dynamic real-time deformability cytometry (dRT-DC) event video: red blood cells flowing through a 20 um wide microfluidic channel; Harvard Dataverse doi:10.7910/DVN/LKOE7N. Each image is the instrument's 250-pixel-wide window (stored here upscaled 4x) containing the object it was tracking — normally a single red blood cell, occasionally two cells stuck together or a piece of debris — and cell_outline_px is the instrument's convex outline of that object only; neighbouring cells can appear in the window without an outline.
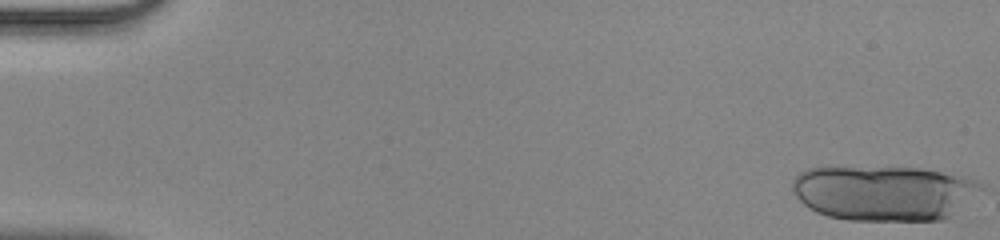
{"species": "human", "species_latin": "Homo sapiens", "temperature_condition": "room temperature", "stored_images_in_passage": 28, "camera_frame_rate_fps": 3000, "um_per_image_px": 0.085, "donor": {"sex": "male"}, "frame": {"image": 1, "passage_image": 1, "time_ms": 0.0, "image_size_px": [1000, 240], "cell_outline_px": [[984, 188], [944, 220], [848, 220], [828, 216], [816, 212], [804, 204], [792, 192], [792, 184], [796, 176], [800, 172], [808, 168], [828, 164], [920, 168], [964, 176], [976, 180], [984, 184]], "centroid_in_image_um": [75.06, 16.34], "position_along_channel_um": 9.9, "area_um2": 61.79}}
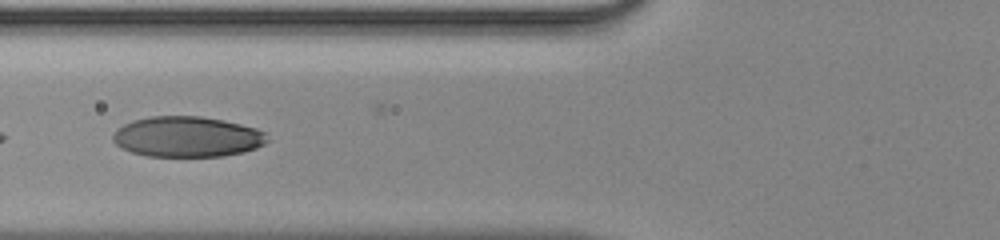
{"frame": {"image": 2, "passage_image": 20, "time_ms": 6.333, "image_size_px": [1000, 240], "cell_outline_px": [[268, 140], [264, 144], [256, 148], [244, 152], [224, 156], [148, 156], [132, 152], [120, 148], [112, 140], [112, 136], [116, 128], [132, 120], [152, 116], [200, 116], [224, 120], [256, 128], [264, 132]], "centroid_in_image_um": [15.88, 11.62], "position_along_channel_um": 109.9, "area_um2": 36.59}}
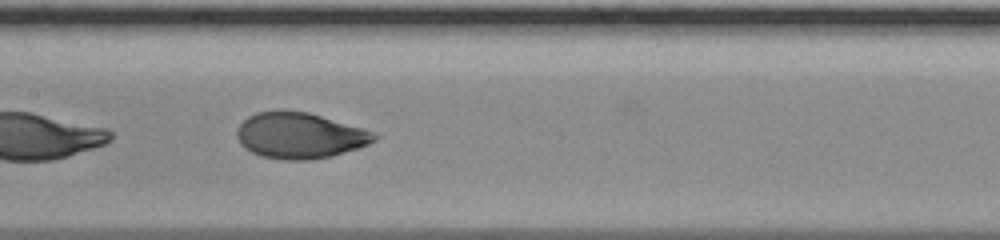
{"frame": {"image": 3, "passage_image": 25, "time_ms": 8.0, "image_size_px": [1000, 240], "cell_outline_px": [[380, 136], [376, 140], [368, 144], [332, 156], [312, 160], [284, 160], [260, 156], [244, 148], [240, 144], [236, 136], [236, 132], [240, 124], [248, 116], [256, 112], [308, 112], [364, 128]], "centroid_in_image_um": [25.48, 11.54], "position_along_channel_um": 181.9, "area_um2": 36.53}}